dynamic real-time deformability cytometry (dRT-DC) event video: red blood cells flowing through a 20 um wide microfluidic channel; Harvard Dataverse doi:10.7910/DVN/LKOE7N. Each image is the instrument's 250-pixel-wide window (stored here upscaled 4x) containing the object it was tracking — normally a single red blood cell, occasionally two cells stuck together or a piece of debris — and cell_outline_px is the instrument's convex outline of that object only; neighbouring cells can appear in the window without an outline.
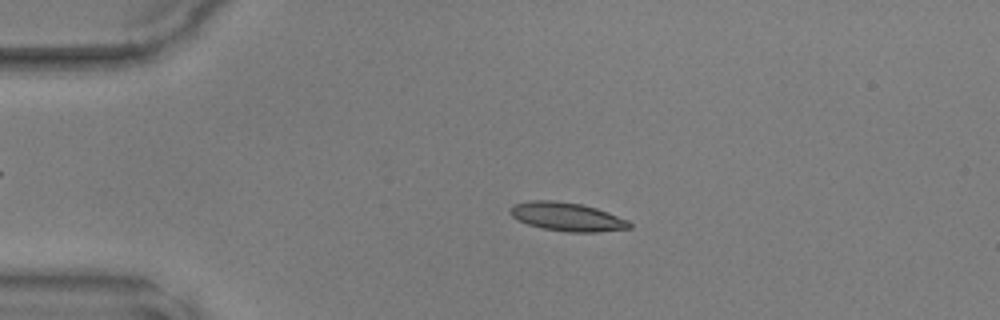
{"species": "common noctule bat (a hibernating species)", "species_latin": "Nyctalus noctula", "temperature_condition": "warm", "stored_images_in_passage": 39, "camera_frame_rate_fps": 3000, "um_per_image_px": 0.085, "animal": {"sex": "male", "body_mass_g": 17.9, "forearm_length_mm": 54.2}, "frame": {"image": 1, "passage_image": 2, "time_ms": 0.333, "image_size_px": [1000, 320], "cell_outline_px": [[632, 228], [596, 232], [568, 232], [544, 228], [528, 224], [516, 220], [508, 212], [512, 204], [528, 200], [552, 200], [580, 204], [596, 208], [608, 212], [628, 220], [632, 224]], "centroid_in_image_um": [48.17, 18.42], "position_along_channel_um": 36.8, "area_um2": 19.94}}
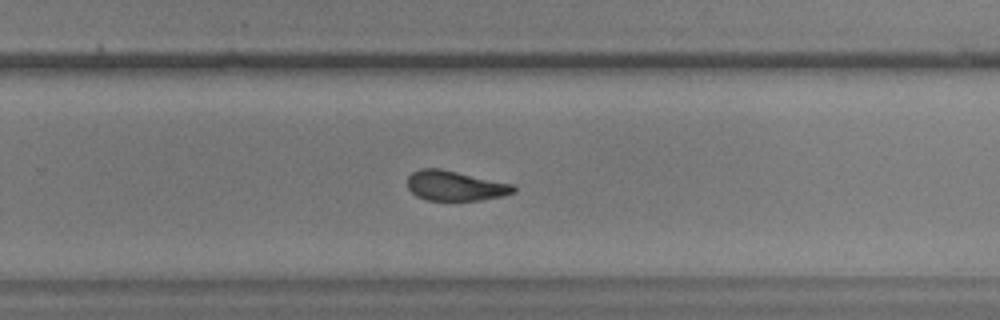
{"frame": {"image": 2, "passage_image": 23, "time_ms": 7.333, "image_size_px": [1000, 320], "cell_outline_px": [[516, 192], [504, 196], [480, 200], [424, 200], [416, 196], [408, 188], [408, 176], [412, 172], [420, 168], [440, 168], [512, 184], [516, 188]], "centroid_in_image_um": [38.68, 15.79], "position_along_channel_um": 291.1, "area_um2": 18.55}}
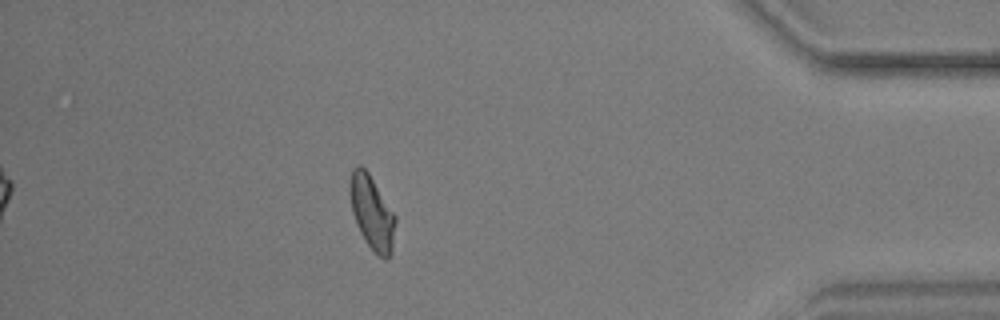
{"frame": {"image": 3, "passage_image": 34, "time_ms": 11.0, "image_size_px": [1000, 320], "cell_outline_px": [[396, 224], [392, 252], [388, 260], [384, 260], [376, 256], [360, 232], [356, 224], [352, 212], [348, 192], [348, 184], [352, 168], [356, 164], [360, 164], [368, 172], [396, 216]], "centroid_in_image_um": [31.6, 18.08], "position_along_channel_um": 403.6, "area_um2": 20.06}}